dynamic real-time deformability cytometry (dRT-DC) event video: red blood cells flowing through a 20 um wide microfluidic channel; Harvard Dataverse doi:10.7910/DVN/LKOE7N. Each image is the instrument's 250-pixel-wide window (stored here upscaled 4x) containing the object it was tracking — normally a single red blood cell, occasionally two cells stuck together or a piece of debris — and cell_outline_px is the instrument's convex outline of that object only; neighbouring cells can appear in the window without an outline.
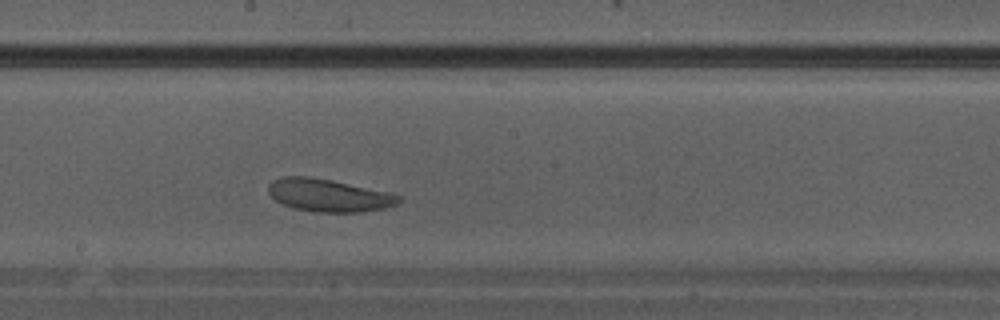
{"species": "Egyptian fruit bat (a non-hibernating species)", "species_latin": "Rousettus aegyptiacus", "temperature_condition": "warm", "stored_images_in_passage": 11, "camera_frame_rate_fps": 3000, "um_per_image_px": 0.085, "animal": {"sex": "male"}, "frame": {"image": 1, "passage_image": 11, "time_ms": 3.333, "image_size_px": [1000, 320], "cell_outline_px": [[400, 200], [396, 204], [384, 208], [360, 212], [316, 212], [292, 208], [276, 200], [268, 192], [268, 184], [272, 180], [284, 176], [308, 176], [332, 180], [384, 192], [400, 196]], "centroid_in_image_um": [27.86, 16.6], "position_along_channel_um": 220.3, "area_um2": 24.45}}